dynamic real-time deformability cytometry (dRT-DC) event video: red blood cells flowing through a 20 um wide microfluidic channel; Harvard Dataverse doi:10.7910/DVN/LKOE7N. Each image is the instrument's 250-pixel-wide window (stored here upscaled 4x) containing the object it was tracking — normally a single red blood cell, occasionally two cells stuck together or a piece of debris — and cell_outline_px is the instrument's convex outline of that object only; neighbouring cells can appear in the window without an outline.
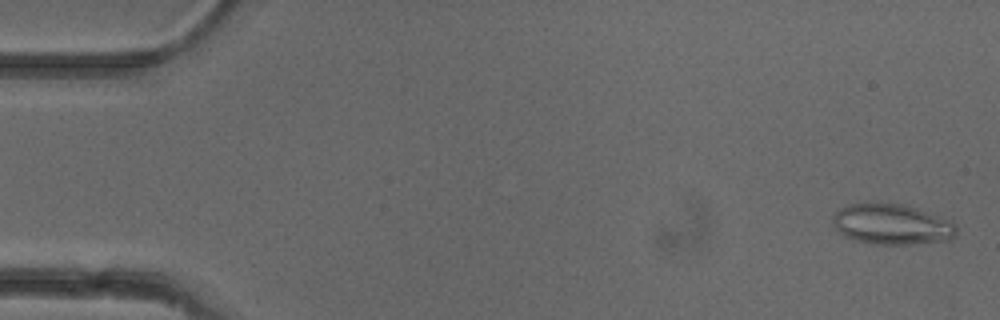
{"species": "common noctule bat (a hibernating species)", "species_latin": "Nyctalus noctula", "temperature_condition": "cold", "stored_images_in_passage": 52, "camera_frame_rate_fps": 3000, "um_per_image_px": 0.085, "animal": {"sex": "female"}, "frame": {"image": 1, "passage_image": 2, "time_ms": 0.333, "image_size_px": [1000, 320], "cell_outline_px": [[956, 232], [952, 236], [944, 240], [908, 244], [872, 244], [856, 240], [844, 236], [836, 228], [832, 220], [832, 216], [840, 208], [848, 204], [900, 204], [916, 208], [952, 220], [956, 224]], "centroid_in_image_um": [75.79, 19.07], "position_along_channel_um": 9.2, "area_um2": 28.73}}
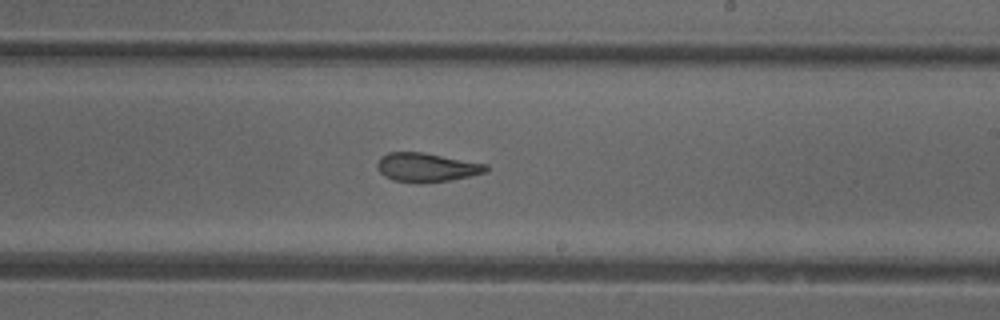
{"frame": {"image": 2, "passage_image": 31, "time_ms": 10.0, "image_size_px": [1000, 320], "cell_outline_px": [[488, 172], [448, 180], [424, 184], [416, 184], [392, 180], [384, 176], [376, 168], [376, 164], [380, 156], [388, 152], [424, 152], [488, 164]], "centroid_in_image_um": [36.23, 14.23], "position_along_channel_um": 252.8, "area_um2": 18.73}}
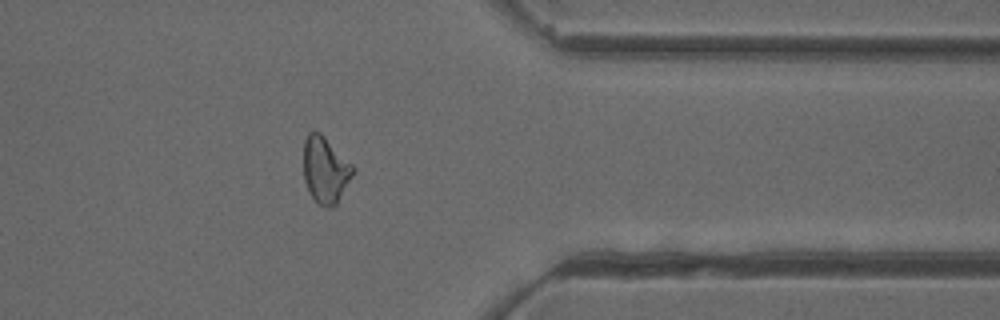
{"frame": {"image": 3, "passage_image": 42, "time_ms": 13.667, "image_size_px": [1000, 320], "cell_outline_px": [[356, 172], [336, 204], [328, 208], [324, 208], [312, 196], [304, 180], [304, 140], [308, 132], [320, 132], [356, 168]], "centroid_in_image_um": [27.68, 14.44], "position_along_channel_um": 383.7, "area_um2": 19.07}, "authors_computed_cell_mechanics": {"area_um2": 19.652, "velocity_mm_per_s": 3.9323, "shape_relaxation_time_tau1_ms": null, "shape_relaxation_time_tau2_ms": 2.0917, "deformation_change_tau1": null, "deformation_change_tau2": 0.1041}}